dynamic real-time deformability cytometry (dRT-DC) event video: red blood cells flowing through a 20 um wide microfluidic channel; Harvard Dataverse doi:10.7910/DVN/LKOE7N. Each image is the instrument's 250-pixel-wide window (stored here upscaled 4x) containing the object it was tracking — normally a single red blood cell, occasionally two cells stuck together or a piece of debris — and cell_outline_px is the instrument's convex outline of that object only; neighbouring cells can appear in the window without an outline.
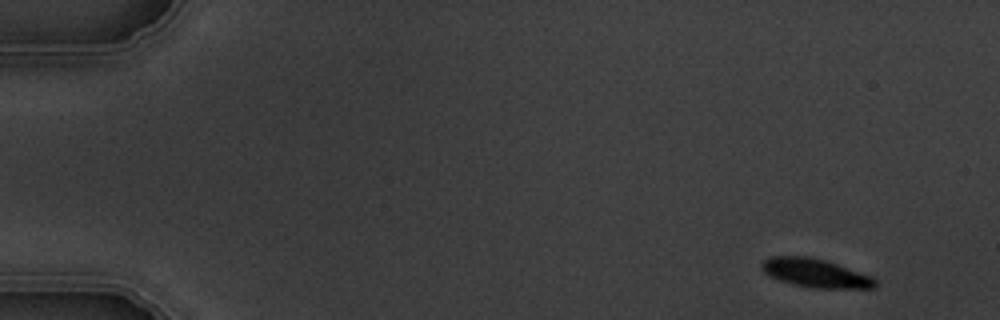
{"species": "common noctule bat (a hibernating species)", "species_latin": "Nyctalus noctula", "temperature_condition": "warm", "stored_images_in_passage": 5, "camera_frame_rate_fps": 3000, "um_per_image_px": 0.085, "animal": {"sex": "male", "body_mass_g": 19.5, "forearm_length_mm": 54.6}, "frame": {"image": 1, "passage_image": 1, "time_ms": 0.0, "image_size_px": [1000, 320], "cell_outline_px": [[876, 288], [816, 288], [792, 284], [780, 280], [764, 272], [760, 268], [760, 264], [768, 256], [812, 256], [872, 276], [876, 280]], "centroid_in_image_um": [69.29, 23.2], "position_along_channel_um": 15.7, "area_um2": 18.84}}